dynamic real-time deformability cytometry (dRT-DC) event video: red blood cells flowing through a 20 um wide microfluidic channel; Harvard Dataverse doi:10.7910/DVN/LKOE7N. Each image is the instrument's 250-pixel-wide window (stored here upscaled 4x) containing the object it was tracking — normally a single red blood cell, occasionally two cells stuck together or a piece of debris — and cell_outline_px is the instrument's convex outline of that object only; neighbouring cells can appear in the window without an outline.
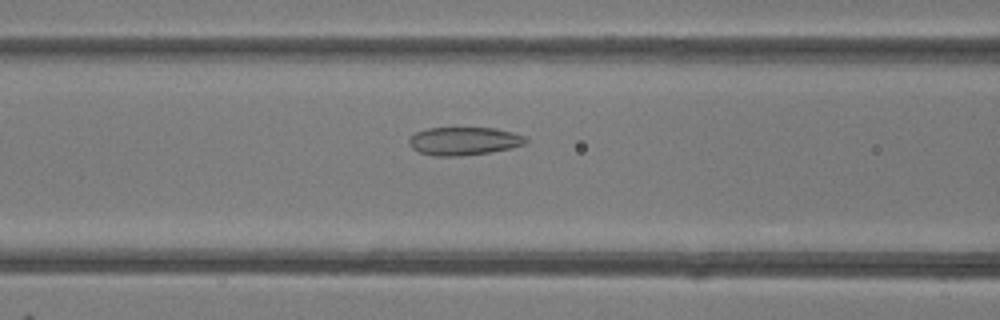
{"species": "common noctule bat (a hibernating species)", "species_latin": "Nyctalus noctula", "temperature_condition": "room temperature", "stored_images_in_passage": 44, "camera_frame_rate_fps": 3000, "um_per_image_px": 0.085, "animal": {"sex": "female"}, "frame": {"image": 1, "passage_image": 15, "time_ms": 4.667, "image_size_px": [1000, 320], "cell_outline_px": [[528, 144], [512, 148], [488, 152], [460, 156], [432, 156], [420, 152], [412, 148], [408, 144], [408, 140], [416, 132], [428, 128], [496, 128], [528, 136]], "centroid_in_image_um": [39.48, 11.99], "position_along_channel_um": 127.1, "area_um2": 19.31}}
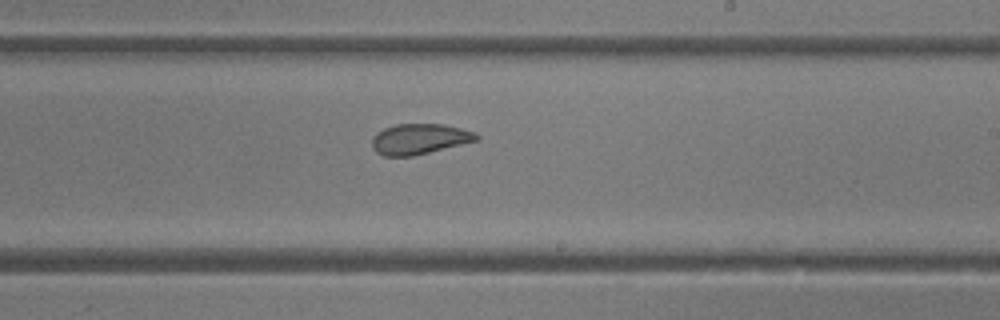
{"frame": {"image": 2, "passage_image": 24, "time_ms": 7.667, "image_size_px": [1000, 320], "cell_outline_px": [[480, 140], [412, 156], [384, 156], [376, 152], [372, 148], [372, 136], [376, 132], [384, 128], [396, 124], [444, 124], [476, 132], [480, 136]], "centroid_in_image_um": [35.65, 11.81], "position_along_channel_um": 253.3, "area_um2": 18.73}}
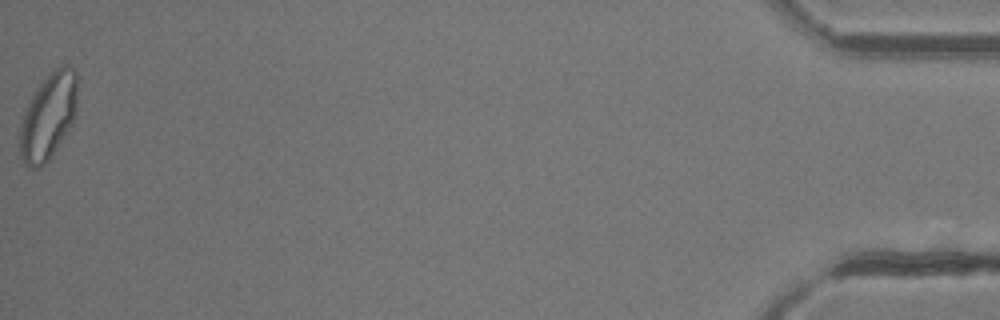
{"frame": {"image": 3, "passage_image": 44, "time_ms": 14.333, "image_size_px": [1000, 320], "cell_outline_px": [[76, 112], [72, 124], [48, 160], [40, 168], [32, 168], [24, 164], [20, 156], [20, 124], [24, 112], [32, 96], [40, 84], [52, 68], [60, 64], [68, 64], [76, 72]], "centroid_in_image_um": [4.1, 9.86], "position_along_channel_um": 431.1, "area_um2": 28.78}, "authors_computed_cell_mechanics": {"area_um2": 21.1259, "velocity_mm_per_s": 4.2122, "shape_relaxation_time_tau1_ms": 2.8378, "shape_relaxation_time_tau2_ms": 1.2017, "deformation_change_tau1": 0.0777, "deformation_change_tau2": 0.0607}}